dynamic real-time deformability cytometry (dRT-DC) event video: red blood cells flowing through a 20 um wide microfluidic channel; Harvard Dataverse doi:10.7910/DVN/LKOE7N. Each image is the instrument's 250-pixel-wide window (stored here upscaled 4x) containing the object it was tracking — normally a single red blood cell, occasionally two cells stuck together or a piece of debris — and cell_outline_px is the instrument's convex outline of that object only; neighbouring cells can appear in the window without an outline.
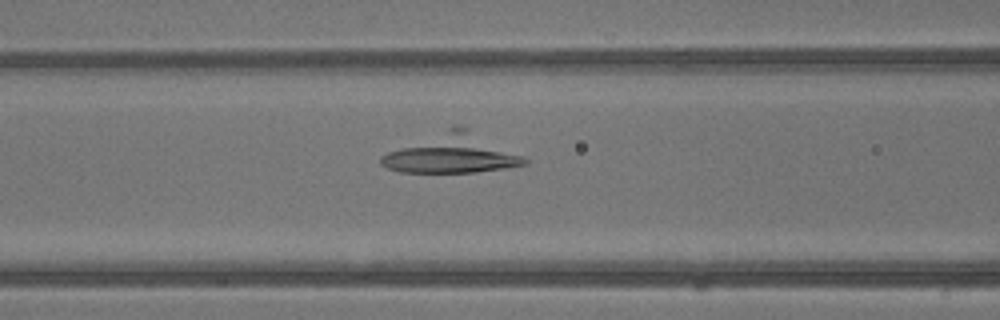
{"species": "common noctule bat (a hibernating species)", "species_latin": "Nyctalus noctula", "temperature_condition": "warm", "stored_images_in_passage": 33, "camera_frame_rate_fps": 3000, "um_per_image_px": 0.085, "animal": {"sex": "male", "body_mass_g": 13.3}, "frame": {"image": 1, "passage_image": 17, "time_ms": 5.333, "image_size_px": [1000, 320], "cell_outline_px": [[528, 164], [504, 168], [476, 172], [400, 172], [388, 168], [380, 164], [380, 156], [388, 152], [452, 124], [460, 124], [524, 156], [528, 160]], "centroid_in_image_um": [38.42, 13.03], "position_along_channel_um": 128.2, "area_um2": 32.77}}
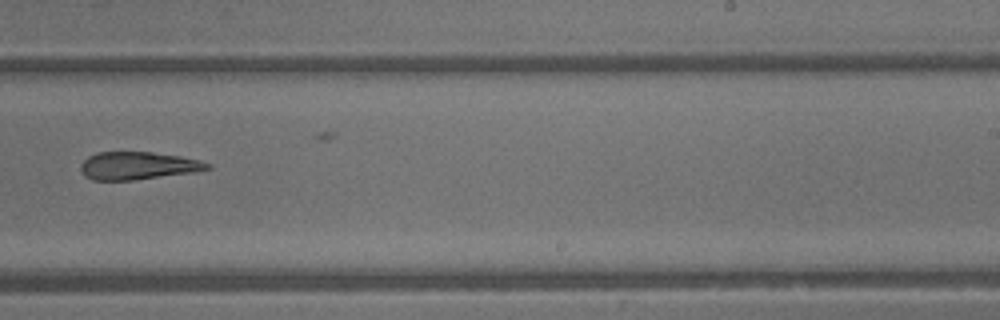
{"frame": {"image": 2, "passage_image": 26, "time_ms": 8.333, "image_size_px": [1000, 320], "cell_outline_px": [[212, 168], [196, 172], [132, 180], [92, 180], [84, 176], [80, 168], [80, 164], [88, 156], [96, 152], [152, 152], [180, 156], [200, 160], [212, 164]], "centroid_in_image_um": [11.73, 14.08], "position_along_channel_um": 277.3, "area_um2": 20.63}}
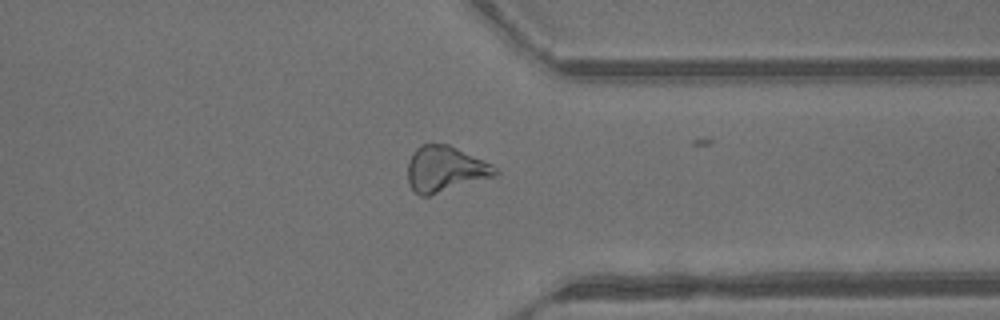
{"frame": {"image": 3, "passage_image": 32, "time_ms": 10.333, "image_size_px": [1000, 320], "cell_outline_px": [[500, 172], [496, 176], [428, 196], [420, 196], [412, 188], [408, 180], [408, 160], [412, 152], [420, 144], [448, 144], [492, 164]], "centroid_in_image_um": [37.84, 14.36], "position_along_channel_um": 373.6, "area_um2": 23.29}}